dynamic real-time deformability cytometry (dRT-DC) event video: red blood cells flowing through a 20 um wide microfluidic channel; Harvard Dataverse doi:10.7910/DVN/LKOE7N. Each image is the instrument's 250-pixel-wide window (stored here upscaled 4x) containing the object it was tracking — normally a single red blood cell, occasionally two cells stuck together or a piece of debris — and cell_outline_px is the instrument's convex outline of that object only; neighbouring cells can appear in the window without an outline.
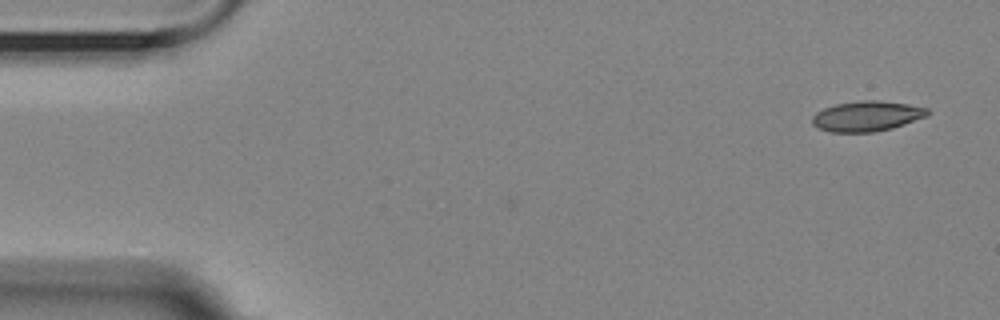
{"species": "Egyptian fruit bat (a non-hibernating species)", "species_latin": "Rousettus aegyptiacus", "temperature_condition": "room temperature", "stored_images_in_passage": 5, "camera_frame_rate_fps": 3000, "um_per_image_px": 0.085, "animal": {"sex": "female"}, "frame": {"image": 1, "passage_image": 1, "time_ms": 0.0, "image_size_px": [1000, 320], "cell_outline_px": [[932, 112], [928, 116], [892, 128], [872, 132], [832, 132], [820, 128], [812, 124], [812, 116], [816, 112], [824, 108], [836, 104], [860, 100], [880, 100], [908, 104], [928, 108]], "centroid_in_image_um": [73.72, 9.86], "position_along_channel_um": 11.3, "area_um2": 20.4}}
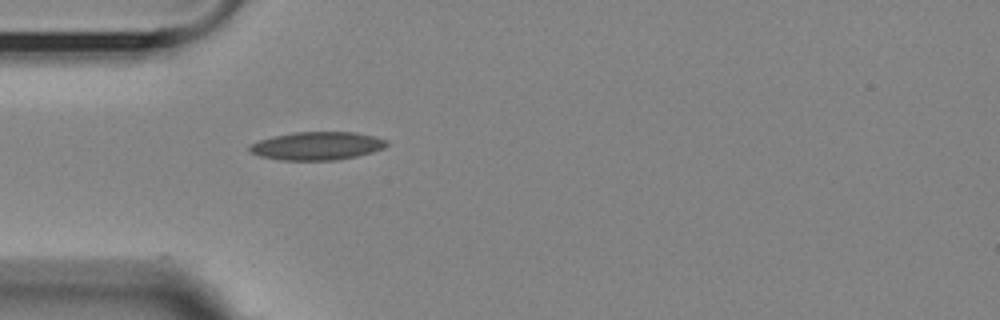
{"frame": {"image": 2, "passage_image": 5, "time_ms": 4.333, "image_size_px": [1000, 320], "cell_outline_px": [[388, 144], [384, 148], [372, 152], [356, 156], [336, 160], [280, 160], [260, 156], [248, 152], [248, 144], [260, 140], [276, 136], [296, 132], [356, 132], [376, 136], [388, 140]], "centroid_in_image_um": [26.95, 12.4], "position_along_channel_um": 58.0, "area_um2": 22.6}}